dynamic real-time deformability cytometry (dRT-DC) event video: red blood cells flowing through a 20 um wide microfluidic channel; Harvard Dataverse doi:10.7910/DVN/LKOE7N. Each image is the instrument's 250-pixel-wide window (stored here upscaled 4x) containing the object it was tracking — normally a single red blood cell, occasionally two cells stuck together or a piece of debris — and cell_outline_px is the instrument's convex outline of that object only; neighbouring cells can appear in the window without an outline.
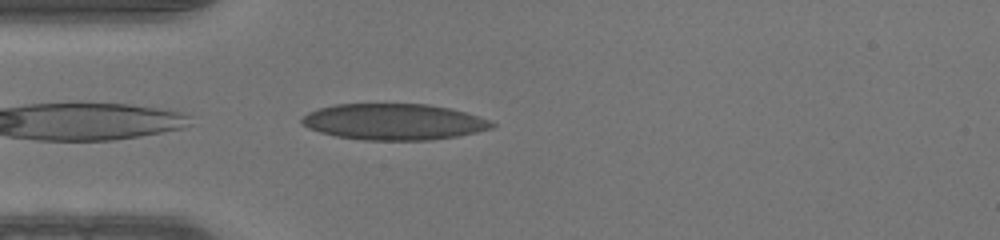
{"species": "human", "species_latin": "Homo sapiens", "temperature_condition": "warm", "stored_images_in_passage": 36, "camera_frame_rate_fps": 3000, "um_per_image_px": 0.085, "donor": {"sex": "male"}, "frame": {"image": 1, "passage_image": 2, "time_ms": 0.333, "image_size_px": [1000, 240], "cell_outline_px": [[496, 124], [492, 128], [460, 136], [432, 140], [364, 140], [336, 136], [320, 132], [308, 128], [300, 124], [300, 120], [308, 112], [320, 108], [336, 104], [428, 104], [448, 108], [464, 112], [488, 120]], "centroid_in_image_um": [33.45, 10.36], "position_along_channel_um": 51.6, "area_um2": 40.0}}
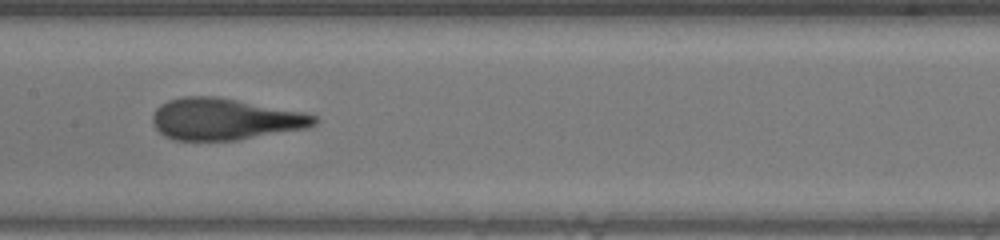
{"frame": {"image": 2, "passage_image": 12, "time_ms": 3.667, "image_size_px": [1000, 240], "cell_outline_px": [[320, 120], [316, 124], [308, 128], [236, 140], [172, 140], [164, 136], [156, 128], [152, 120], [152, 116], [156, 108], [160, 104], [168, 100], [184, 96], [216, 96], [308, 112], [316, 116]], "centroid_in_image_um": [19.15, 10.12], "position_along_channel_um": 188.2, "area_um2": 39.59}}
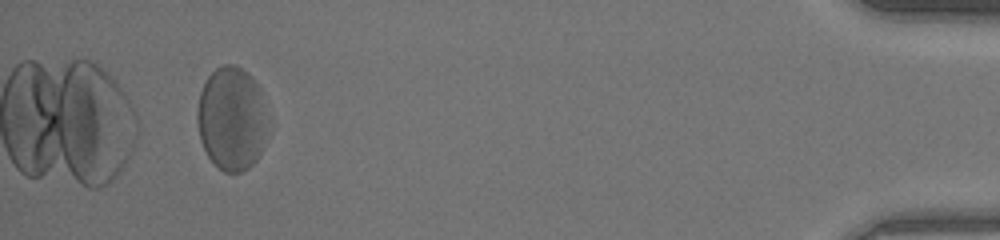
{"frame": {"image": 3, "passage_image": 33, "time_ms": 10.667, "image_size_px": [1000, 240], "cell_outline_px": [[272, 124], [260, 152], [256, 160], [248, 168], [240, 172], [224, 172], [208, 156], [200, 140], [196, 120], [196, 112], [200, 92], [208, 76], [216, 68], [224, 64], [232, 64], [240, 68], [260, 88]], "centroid_in_image_um": [19.73, 10.09], "position_along_channel_um": 415.5, "area_um2": 43.18}}